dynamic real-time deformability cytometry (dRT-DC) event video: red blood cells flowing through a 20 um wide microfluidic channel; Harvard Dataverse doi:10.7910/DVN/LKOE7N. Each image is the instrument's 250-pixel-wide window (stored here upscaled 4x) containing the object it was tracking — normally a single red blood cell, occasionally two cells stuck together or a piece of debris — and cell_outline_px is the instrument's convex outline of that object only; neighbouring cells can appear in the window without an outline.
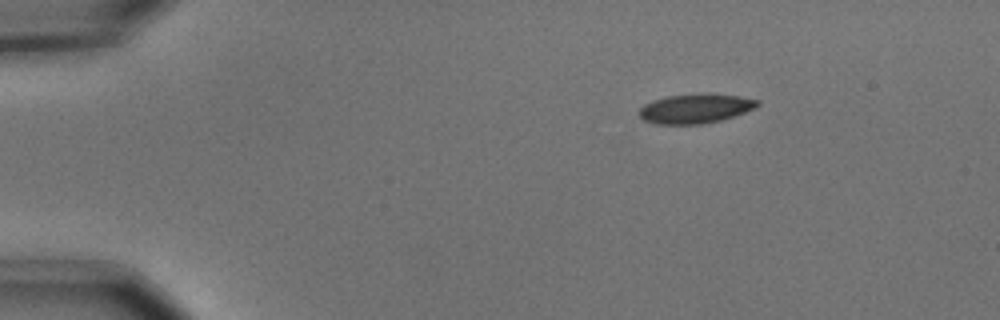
{"species": "common noctule bat (a hibernating species)", "species_latin": "Nyctalus noctula", "temperature_condition": "cold", "stored_images_in_passage": 3, "camera_frame_rate_fps": 3000, "um_per_image_px": 0.085, "animal": {"sex": "male", "body_mass_g": 15.6}, "frame": {"image": 1, "passage_image": 1, "time_ms": 0.0, "image_size_px": [1000, 320], "cell_outline_px": [[760, 104], [756, 108], [736, 116], [720, 120], [700, 124], [656, 124], [644, 120], [636, 112], [644, 104], [652, 100], [668, 96], [708, 92], [740, 96], [760, 100]], "centroid_in_image_um": [59.14, 9.21], "position_along_channel_um": 25.9, "area_um2": 20.69}}
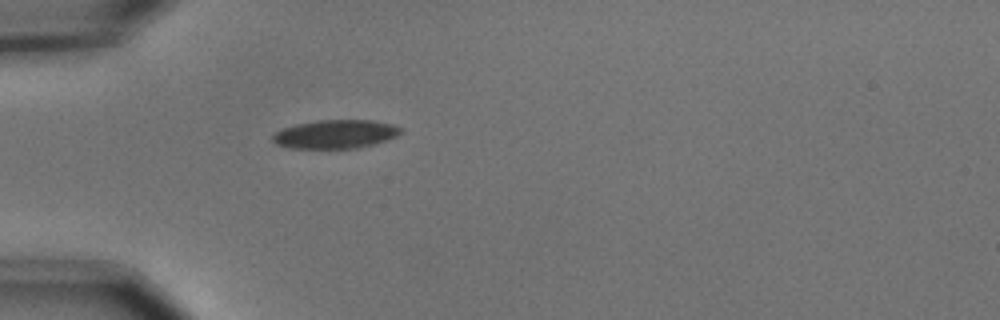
{"frame": {"image": 2, "passage_image": 3, "time_ms": 0.667, "image_size_px": [1000, 320], "cell_outline_px": [[404, 132], [388, 140], [376, 144], [360, 148], [288, 148], [276, 144], [272, 140], [272, 136], [276, 132], [284, 128], [296, 124], [316, 120], [372, 120], [392, 124], [400, 128]], "centroid_in_image_um": [28.54, 11.41], "position_along_channel_um": 56.5, "area_um2": 21.5}}